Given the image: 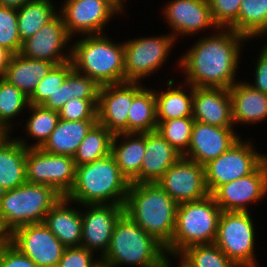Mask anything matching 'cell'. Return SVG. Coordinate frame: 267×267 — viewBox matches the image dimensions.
Instances as JSON below:
<instances>
[{"instance_id": "cell-52", "label": "cell", "mask_w": 267, "mask_h": 267, "mask_svg": "<svg viewBox=\"0 0 267 267\" xmlns=\"http://www.w3.org/2000/svg\"><path fill=\"white\" fill-rule=\"evenodd\" d=\"M94 267H110V266L107 263H104L100 260L99 263L96 264Z\"/></svg>"}, {"instance_id": "cell-18", "label": "cell", "mask_w": 267, "mask_h": 267, "mask_svg": "<svg viewBox=\"0 0 267 267\" xmlns=\"http://www.w3.org/2000/svg\"><path fill=\"white\" fill-rule=\"evenodd\" d=\"M89 209L82 214L81 247L89 251H101V258L107 252L114 227L124 213V205L117 204H87Z\"/></svg>"}, {"instance_id": "cell-43", "label": "cell", "mask_w": 267, "mask_h": 267, "mask_svg": "<svg viewBox=\"0 0 267 267\" xmlns=\"http://www.w3.org/2000/svg\"><path fill=\"white\" fill-rule=\"evenodd\" d=\"M93 253L81 246L66 247L57 267H94L101 259H94Z\"/></svg>"}, {"instance_id": "cell-44", "label": "cell", "mask_w": 267, "mask_h": 267, "mask_svg": "<svg viewBox=\"0 0 267 267\" xmlns=\"http://www.w3.org/2000/svg\"><path fill=\"white\" fill-rule=\"evenodd\" d=\"M0 267L38 266L9 242L1 254Z\"/></svg>"}, {"instance_id": "cell-29", "label": "cell", "mask_w": 267, "mask_h": 267, "mask_svg": "<svg viewBox=\"0 0 267 267\" xmlns=\"http://www.w3.org/2000/svg\"><path fill=\"white\" fill-rule=\"evenodd\" d=\"M99 89L100 86L92 78L79 73L73 68L62 85L42 106L47 109L59 111L66 102L75 98L98 100Z\"/></svg>"}, {"instance_id": "cell-27", "label": "cell", "mask_w": 267, "mask_h": 267, "mask_svg": "<svg viewBox=\"0 0 267 267\" xmlns=\"http://www.w3.org/2000/svg\"><path fill=\"white\" fill-rule=\"evenodd\" d=\"M27 147L8 137L0 144V192L26 183Z\"/></svg>"}, {"instance_id": "cell-24", "label": "cell", "mask_w": 267, "mask_h": 267, "mask_svg": "<svg viewBox=\"0 0 267 267\" xmlns=\"http://www.w3.org/2000/svg\"><path fill=\"white\" fill-rule=\"evenodd\" d=\"M234 124L257 123L267 118V94L247 82H236L229 88Z\"/></svg>"}, {"instance_id": "cell-47", "label": "cell", "mask_w": 267, "mask_h": 267, "mask_svg": "<svg viewBox=\"0 0 267 267\" xmlns=\"http://www.w3.org/2000/svg\"><path fill=\"white\" fill-rule=\"evenodd\" d=\"M30 0H0V6L19 9L23 4Z\"/></svg>"}, {"instance_id": "cell-10", "label": "cell", "mask_w": 267, "mask_h": 267, "mask_svg": "<svg viewBox=\"0 0 267 267\" xmlns=\"http://www.w3.org/2000/svg\"><path fill=\"white\" fill-rule=\"evenodd\" d=\"M25 172L28 183L50 186L63 197L74 185L76 165L72 156L27 148Z\"/></svg>"}, {"instance_id": "cell-51", "label": "cell", "mask_w": 267, "mask_h": 267, "mask_svg": "<svg viewBox=\"0 0 267 267\" xmlns=\"http://www.w3.org/2000/svg\"><path fill=\"white\" fill-rule=\"evenodd\" d=\"M8 243L9 242H0V257H1L3 250L5 249V247L7 246Z\"/></svg>"}, {"instance_id": "cell-26", "label": "cell", "mask_w": 267, "mask_h": 267, "mask_svg": "<svg viewBox=\"0 0 267 267\" xmlns=\"http://www.w3.org/2000/svg\"><path fill=\"white\" fill-rule=\"evenodd\" d=\"M45 60L31 59L19 53L13 54L2 78L29 97L38 83L55 66Z\"/></svg>"}, {"instance_id": "cell-22", "label": "cell", "mask_w": 267, "mask_h": 267, "mask_svg": "<svg viewBox=\"0 0 267 267\" xmlns=\"http://www.w3.org/2000/svg\"><path fill=\"white\" fill-rule=\"evenodd\" d=\"M140 183H156L183 155L156 130L145 133Z\"/></svg>"}, {"instance_id": "cell-48", "label": "cell", "mask_w": 267, "mask_h": 267, "mask_svg": "<svg viewBox=\"0 0 267 267\" xmlns=\"http://www.w3.org/2000/svg\"><path fill=\"white\" fill-rule=\"evenodd\" d=\"M0 242H10L9 233L2 227L1 221H0Z\"/></svg>"}, {"instance_id": "cell-46", "label": "cell", "mask_w": 267, "mask_h": 267, "mask_svg": "<svg viewBox=\"0 0 267 267\" xmlns=\"http://www.w3.org/2000/svg\"><path fill=\"white\" fill-rule=\"evenodd\" d=\"M12 55L13 53L11 51L0 45V77L4 75Z\"/></svg>"}, {"instance_id": "cell-7", "label": "cell", "mask_w": 267, "mask_h": 267, "mask_svg": "<svg viewBox=\"0 0 267 267\" xmlns=\"http://www.w3.org/2000/svg\"><path fill=\"white\" fill-rule=\"evenodd\" d=\"M61 198L50 186L28 182L0 192L2 227L10 234L23 225L44 223L46 214Z\"/></svg>"}, {"instance_id": "cell-45", "label": "cell", "mask_w": 267, "mask_h": 267, "mask_svg": "<svg viewBox=\"0 0 267 267\" xmlns=\"http://www.w3.org/2000/svg\"><path fill=\"white\" fill-rule=\"evenodd\" d=\"M255 66V83H249L254 89L267 94V45L263 46Z\"/></svg>"}, {"instance_id": "cell-50", "label": "cell", "mask_w": 267, "mask_h": 267, "mask_svg": "<svg viewBox=\"0 0 267 267\" xmlns=\"http://www.w3.org/2000/svg\"><path fill=\"white\" fill-rule=\"evenodd\" d=\"M10 132H8L1 124H0V144L4 142L9 136Z\"/></svg>"}, {"instance_id": "cell-11", "label": "cell", "mask_w": 267, "mask_h": 267, "mask_svg": "<svg viewBox=\"0 0 267 267\" xmlns=\"http://www.w3.org/2000/svg\"><path fill=\"white\" fill-rule=\"evenodd\" d=\"M175 40L170 34L124 41V82H141L163 67Z\"/></svg>"}, {"instance_id": "cell-9", "label": "cell", "mask_w": 267, "mask_h": 267, "mask_svg": "<svg viewBox=\"0 0 267 267\" xmlns=\"http://www.w3.org/2000/svg\"><path fill=\"white\" fill-rule=\"evenodd\" d=\"M250 142L239 138L226 152L204 165L209 194L222 184L253 173L267 159V155L259 154Z\"/></svg>"}, {"instance_id": "cell-13", "label": "cell", "mask_w": 267, "mask_h": 267, "mask_svg": "<svg viewBox=\"0 0 267 267\" xmlns=\"http://www.w3.org/2000/svg\"><path fill=\"white\" fill-rule=\"evenodd\" d=\"M9 236L10 243L38 267H57L66 248L44 223L20 226Z\"/></svg>"}, {"instance_id": "cell-12", "label": "cell", "mask_w": 267, "mask_h": 267, "mask_svg": "<svg viewBox=\"0 0 267 267\" xmlns=\"http://www.w3.org/2000/svg\"><path fill=\"white\" fill-rule=\"evenodd\" d=\"M59 13L63 17L68 34H103V27L112 16L124 10L114 0H65Z\"/></svg>"}, {"instance_id": "cell-20", "label": "cell", "mask_w": 267, "mask_h": 267, "mask_svg": "<svg viewBox=\"0 0 267 267\" xmlns=\"http://www.w3.org/2000/svg\"><path fill=\"white\" fill-rule=\"evenodd\" d=\"M235 133L233 127H219L195 120L190 145L183 157L205 165L226 152L240 138Z\"/></svg>"}, {"instance_id": "cell-31", "label": "cell", "mask_w": 267, "mask_h": 267, "mask_svg": "<svg viewBox=\"0 0 267 267\" xmlns=\"http://www.w3.org/2000/svg\"><path fill=\"white\" fill-rule=\"evenodd\" d=\"M157 128L154 90L145 86L133 97L128 112L127 133H147Z\"/></svg>"}, {"instance_id": "cell-35", "label": "cell", "mask_w": 267, "mask_h": 267, "mask_svg": "<svg viewBox=\"0 0 267 267\" xmlns=\"http://www.w3.org/2000/svg\"><path fill=\"white\" fill-rule=\"evenodd\" d=\"M28 109L32 114L29 116L26 123L27 135L36 139L37 142L31 146H27L24 139L18 138L17 140L27 148H41L48 140L49 136L56 128L59 121V114L56 110H51L43 107L42 105H29Z\"/></svg>"}, {"instance_id": "cell-28", "label": "cell", "mask_w": 267, "mask_h": 267, "mask_svg": "<svg viewBox=\"0 0 267 267\" xmlns=\"http://www.w3.org/2000/svg\"><path fill=\"white\" fill-rule=\"evenodd\" d=\"M96 122L59 119L56 128L41 149L53 155H69L73 157L81 141Z\"/></svg>"}, {"instance_id": "cell-39", "label": "cell", "mask_w": 267, "mask_h": 267, "mask_svg": "<svg viewBox=\"0 0 267 267\" xmlns=\"http://www.w3.org/2000/svg\"><path fill=\"white\" fill-rule=\"evenodd\" d=\"M73 69L71 60L55 65L46 77L41 79L28 97L30 105H42L64 82Z\"/></svg>"}, {"instance_id": "cell-37", "label": "cell", "mask_w": 267, "mask_h": 267, "mask_svg": "<svg viewBox=\"0 0 267 267\" xmlns=\"http://www.w3.org/2000/svg\"><path fill=\"white\" fill-rule=\"evenodd\" d=\"M180 255L193 267H238L215 243L190 246Z\"/></svg>"}, {"instance_id": "cell-6", "label": "cell", "mask_w": 267, "mask_h": 267, "mask_svg": "<svg viewBox=\"0 0 267 267\" xmlns=\"http://www.w3.org/2000/svg\"><path fill=\"white\" fill-rule=\"evenodd\" d=\"M222 211L214 197L178 204L173 238L166 252L177 257L186 248L215 243Z\"/></svg>"}, {"instance_id": "cell-36", "label": "cell", "mask_w": 267, "mask_h": 267, "mask_svg": "<svg viewBox=\"0 0 267 267\" xmlns=\"http://www.w3.org/2000/svg\"><path fill=\"white\" fill-rule=\"evenodd\" d=\"M29 105L28 97L21 90L0 77V124L8 132L13 118Z\"/></svg>"}, {"instance_id": "cell-16", "label": "cell", "mask_w": 267, "mask_h": 267, "mask_svg": "<svg viewBox=\"0 0 267 267\" xmlns=\"http://www.w3.org/2000/svg\"><path fill=\"white\" fill-rule=\"evenodd\" d=\"M267 194V159L251 174L219 186L211 195L221 211H248Z\"/></svg>"}, {"instance_id": "cell-40", "label": "cell", "mask_w": 267, "mask_h": 267, "mask_svg": "<svg viewBox=\"0 0 267 267\" xmlns=\"http://www.w3.org/2000/svg\"><path fill=\"white\" fill-rule=\"evenodd\" d=\"M0 45L13 54L22 47L17 23V9L0 6Z\"/></svg>"}, {"instance_id": "cell-21", "label": "cell", "mask_w": 267, "mask_h": 267, "mask_svg": "<svg viewBox=\"0 0 267 267\" xmlns=\"http://www.w3.org/2000/svg\"><path fill=\"white\" fill-rule=\"evenodd\" d=\"M192 117L209 125L234 127L229 89L193 87Z\"/></svg>"}, {"instance_id": "cell-15", "label": "cell", "mask_w": 267, "mask_h": 267, "mask_svg": "<svg viewBox=\"0 0 267 267\" xmlns=\"http://www.w3.org/2000/svg\"><path fill=\"white\" fill-rule=\"evenodd\" d=\"M143 88L139 82L127 81L100 86L97 122L113 135L127 133V121L133 97Z\"/></svg>"}, {"instance_id": "cell-49", "label": "cell", "mask_w": 267, "mask_h": 267, "mask_svg": "<svg viewBox=\"0 0 267 267\" xmlns=\"http://www.w3.org/2000/svg\"><path fill=\"white\" fill-rule=\"evenodd\" d=\"M178 257L180 258L179 260L181 261L179 264V267H193L191 266L180 254H178ZM170 260L168 259L167 257V261H166V267H171V264L172 263L171 261L169 262Z\"/></svg>"}, {"instance_id": "cell-2", "label": "cell", "mask_w": 267, "mask_h": 267, "mask_svg": "<svg viewBox=\"0 0 267 267\" xmlns=\"http://www.w3.org/2000/svg\"><path fill=\"white\" fill-rule=\"evenodd\" d=\"M177 207L157 183H130L124 213L167 248L173 238Z\"/></svg>"}, {"instance_id": "cell-4", "label": "cell", "mask_w": 267, "mask_h": 267, "mask_svg": "<svg viewBox=\"0 0 267 267\" xmlns=\"http://www.w3.org/2000/svg\"><path fill=\"white\" fill-rule=\"evenodd\" d=\"M100 259L110 267L122 264L166 267L167 252L160 242L123 213L114 227L110 246Z\"/></svg>"}, {"instance_id": "cell-17", "label": "cell", "mask_w": 267, "mask_h": 267, "mask_svg": "<svg viewBox=\"0 0 267 267\" xmlns=\"http://www.w3.org/2000/svg\"><path fill=\"white\" fill-rule=\"evenodd\" d=\"M63 17L59 13L30 38L22 42L19 52L24 57L45 60L56 65L71 60V49L64 53L63 48L71 42ZM62 51V52H61ZM64 53V54H63Z\"/></svg>"}, {"instance_id": "cell-33", "label": "cell", "mask_w": 267, "mask_h": 267, "mask_svg": "<svg viewBox=\"0 0 267 267\" xmlns=\"http://www.w3.org/2000/svg\"><path fill=\"white\" fill-rule=\"evenodd\" d=\"M248 39L267 33V0H242L238 19L229 27Z\"/></svg>"}, {"instance_id": "cell-42", "label": "cell", "mask_w": 267, "mask_h": 267, "mask_svg": "<svg viewBox=\"0 0 267 267\" xmlns=\"http://www.w3.org/2000/svg\"><path fill=\"white\" fill-rule=\"evenodd\" d=\"M214 22L229 28L237 19L242 0H208Z\"/></svg>"}, {"instance_id": "cell-8", "label": "cell", "mask_w": 267, "mask_h": 267, "mask_svg": "<svg viewBox=\"0 0 267 267\" xmlns=\"http://www.w3.org/2000/svg\"><path fill=\"white\" fill-rule=\"evenodd\" d=\"M249 211H222L215 244L238 267H256L255 228Z\"/></svg>"}, {"instance_id": "cell-3", "label": "cell", "mask_w": 267, "mask_h": 267, "mask_svg": "<svg viewBox=\"0 0 267 267\" xmlns=\"http://www.w3.org/2000/svg\"><path fill=\"white\" fill-rule=\"evenodd\" d=\"M130 182L110 154L91 163L76 166L75 181L65 196L70 203L124 205Z\"/></svg>"}, {"instance_id": "cell-30", "label": "cell", "mask_w": 267, "mask_h": 267, "mask_svg": "<svg viewBox=\"0 0 267 267\" xmlns=\"http://www.w3.org/2000/svg\"><path fill=\"white\" fill-rule=\"evenodd\" d=\"M173 79L167 81V86L170 88L165 91H155L154 95L156 99V119L157 121L170 120L174 118L192 117V106H193V86L185 83L190 88L183 90L182 84L179 88L175 87Z\"/></svg>"}, {"instance_id": "cell-1", "label": "cell", "mask_w": 267, "mask_h": 267, "mask_svg": "<svg viewBox=\"0 0 267 267\" xmlns=\"http://www.w3.org/2000/svg\"><path fill=\"white\" fill-rule=\"evenodd\" d=\"M217 31L198 39L177 64L186 73L185 82L193 87L229 89L236 83L240 48L248 38L230 28Z\"/></svg>"}, {"instance_id": "cell-14", "label": "cell", "mask_w": 267, "mask_h": 267, "mask_svg": "<svg viewBox=\"0 0 267 267\" xmlns=\"http://www.w3.org/2000/svg\"><path fill=\"white\" fill-rule=\"evenodd\" d=\"M156 183L178 204L198 201L209 195L204 165L183 156Z\"/></svg>"}, {"instance_id": "cell-32", "label": "cell", "mask_w": 267, "mask_h": 267, "mask_svg": "<svg viewBox=\"0 0 267 267\" xmlns=\"http://www.w3.org/2000/svg\"><path fill=\"white\" fill-rule=\"evenodd\" d=\"M51 0H30L17 9L18 31L21 41L36 34L42 26L56 15Z\"/></svg>"}, {"instance_id": "cell-53", "label": "cell", "mask_w": 267, "mask_h": 267, "mask_svg": "<svg viewBox=\"0 0 267 267\" xmlns=\"http://www.w3.org/2000/svg\"><path fill=\"white\" fill-rule=\"evenodd\" d=\"M122 9H125L124 8V5L122 4L123 3V0H114Z\"/></svg>"}, {"instance_id": "cell-23", "label": "cell", "mask_w": 267, "mask_h": 267, "mask_svg": "<svg viewBox=\"0 0 267 267\" xmlns=\"http://www.w3.org/2000/svg\"><path fill=\"white\" fill-rule=\"evenodd\" d=\"M63 196L46 214L44 224L65 247H80L82 241V210L72 209Z\"/></svg>"}, {"instance_id": "cell-41", "label": "cell", "mask_w": 267, "mask_h": 267, "mask_svg": "<svg viewBox=\"0 0 267 267\" xmlns=\"http://www.w3.org/2000/svg\"><path fill=\"white\" fill-rule=\"evenodd\" d=\"M98 100L72 99L58 111L59 118L67 121H97Z\"/></svg>"}, {"instance_id": "cell-34", "label": "cell", "mask_w": 267, "mask_h": 267, "mask_svg": "<svg viewBox=\"0 0 267 267\" xmlns=\"http://www.w3.org/2000/svg\"><path fill=\"white\" fill-rule=\"evenodd\" d=\"M113 136L106 127L96 122L87 132L73 156L75 165L80 166L109 156Z\"/></svg>"}, {"instance_id": "cell-19", "label": "cell", "mask_w": 267, "mask_h": 267, "mask_svg": "<svg viewBox=\"0 0 267 267\" xmlns=\"http://www.w3.org/2000/svg\"><path fill=\"white\" fill-rule=\"evenodd\" d=\"M163 11L166 23L173 29L171 35L176 40L177 35L198 34L209 27L220 29L213 20L208 0H172Z\"/></svg>"}, {"instance_id": "cell-25", "label": "cell", "mask_w": 267, "mask_h": 267, "mask_svg": "<svg viewBox=\"0 0 267 267\" xmlns=\"http://www.w3.org/2000/svg\"><path fill=\"white\" fill-rule=\"evenodd\" d=\"M120 137L124 140L119 145ZM145 152V133H119L113 136L111 155L130 183H140V170Z\"/></svg>"}, {"instance_id": "cell-38", "label": "cell", "mask_w": 267, "mask_h": 267, "mask_svg": "<svg viewBox=\"0 0 267 267\" xmlns=\"http://www.w3.org/2000/svg\"><path fill=\"white\" fill-rule=\"evenodd\" d=\"M194 122L193 117L157 121L156 131L177 151L184 155L190 145Z\"/></svg>"}, {"instance_id": "cell-5", "label": "cell", "mask_w": 267, "mask_h": 267, "mask_svg": "<svg viewBox=\"0 0 267 267\" xmlns=\"http://www.w3.org/2000/svg\"><path fill=\"white\" fill-rule=\"evenodd\" d=\"M82 37L71 46L73 68L99 86L124 83V42L115 44L104 34Z\"/></svg>"}]
</instances>
